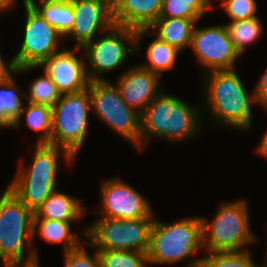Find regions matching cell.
<instances>
[{"label": "cell", "instance_id": "cell-5", "mask_svg": "<svg viewBox=\"0 0 267 267\" xmlns=\"http://www.w3.org/2000/svg\"><path fill=\"white\" fill-rule=\"evenodd\" d=\"M249 209L242 198L219 205L212 221L201 217L203 252H237L256 243L250 229Z\"/></svg>", "mask_w": 267, "mask_h": 267}, {"label": "cell", "instance_id": "cell-37", "mask_svg": "<svg viewBox=\"0 0 267 267\" xmlns=\"http://www.w3.org/2000/svg\"><path fill=\"white\" fill-rule=\"evenodd\" d=\"M120 0H108L109 5L113 8Z\"/></svg>", "mask_w": 267, "mask_h": 267}, {"label": "cell", "instance_id": "cell-38", "mask_svg": "<svg viewBox=\"0 0 267 267\" xmlns=\"http://www.w3.org/2000/svg\"><path fill=\"white\" fill-rule=\"evenodd\" d=\"M264 264L267 265V252H266V257H265V260H264Z\"/></svg>", "mask_w": 267, "mask_h": 267}, {"label": "cell", "instance_id": "cell-6", "mask_svg": "<svg viewBox=\"0 0 267 267\" xmlns=\"http://www.w3.org/2000/svg\"><path fill=\"white\" fill-rule=\"evenodd\" d=\"M91 101L88 89L61 94L52 107V131L50 144L66 150L77 158L88 135Z\"/></svg>", "mask_w": 267, "mask_h": 267}, {"label": "cell", "instance_id": "cell-19", "mask_svg": "<svg viewBox=\"0 0 267 267\" xmlns=\"http://www.w3.org/2000/svg\"><path fill=\"white\" fill-rule=\"evenodd\" d=\"M82 205L79 198L56 189L36 210L33 218L77 222L86 214L87 207Z\"/></svg>", "mask_w": 267, "mask_h": 267}, {"label": "cell", "instance_id": "cell-23", "mask_svg": "<svg viewBox=\"0 0 267 267\" xmlns=\"http://www.w3.org/2000/svg\"><path fill=\"white\" fill-rule=\"evenodd\" d=\"M26 104V105H25ZM19 117L14 121L12 127L20 129L22 116L25 117L26 125L34 132H39L40 135L36 143H49L51 140L52 131V107L47 105L26 102Z\"/></svg>", "mask_w": 267, "mask_h": 267}, {"label": "cell", "instance_id": "cell-30", "mask_svg": "<svg viewBox=\"0 0 267 267\" xmlns=\"http://www.w3.org/2000/svg\"><path fill=\"white\" fill-rule=\"evenodd\" d=\"M101 267H147V253L132 250H97Z\"/></svg>", "mask_w": 267, "mask_h": 267}, {"label": "cell", "instance_id": "cell-4", "mask_svg": "<svg viewBox=\"0 0 267 267\" xmlns=\"http://www.w3.org/2000/svg\"><path fill=\"white\" fill-rule=\"evenodd\" d=\"M201 249H204L201 217H186L172 223L154 218L147 252L149 265L177 264Z\"/></svg>", "mask_w": 267, "mask_h": 267}, {"label": "cell", "instance_id": "cell-17", "mask_svg": "<svg viewBox=\"0 0 267 267\" xmlns=\"http://www.w3.org/2000/svg\"><path fill=\"white\" fill-rule=\"evenodd\" d=\"M195 25L194 20L159 17L150 27L136 30L135 51L138 52L141 49L139 45L143 37L152 38L154 34L182 52L190 47Z\"/></svg>", "mask_w": 267, "mask_h": 267}, {"label": "cell", "instance_id": "cell-27", "mask_svg": "<svg viewBox=\"0 0 267 267\" xmlns=\"http://www.w3.org/2000/svg\"><path fill=\"white\" fill-rule=\"evenodd\" d=\"M211 0H163L159 17L199 20L210 10H215Z\"/></svg>", "mask_w": 267, "mask_h": 267}, {"label": "cell", "instance_id": "cell-13", "mask_svg": "<svg viewBox=\"0 0 267 267\" xmlns=\"http://www.w3.org/2000/svg\"><path fill=\"white\" fill-rule=\"evenodd\" d=\"M63 50L52 55L40 66H25L17 68V74H23L35 68L44 70L57 86L61 94L79 92L87 89L90 82L87 72L84 55L81 58L77 55L81 48H69L65 45ZM78 56V57H77Z\"/></svg>", "mask_w": 267, "mask_h": 267}, {"label": "cell", "instance_id": "cell-20", "mask_svg": "<svg viewBox=\"0 0 267 267\" xmlns=\"http://www.w3.org/2000/svg\"><path fill=\"white\" fill-rule=\"evenodd\" d=\"M71 223L63 222L45 218H33V242L37 232L44 241L52 244H63V253L70 250H74L80 247L86 239L83 240V236H86L87 227L84 226L81 231V235L71 230ZM82 240V241H81Z\"/></svg>", "mask_w": 267, "mask_h": 267}, {"label": "cell", "instance_id": "cell-21", "mask_svg": "<svg viewBox=\"0 0 267 267\" xmlns=\"http://www.w3.org/2000/svg\"><path fill=\"white\" fill-rule=\"evenodd\" d=\"M57 179L13 178L7 185L33 213L57 189Z\"/></svg>", "mask_w": 267, "mask_h": 267}, {"label": "cell", "instance_id": "cell-33", "mask_svg": "<svg viewBox=\"0 0 267 267\" xmlns=\"http://www.w3.org/2000/svg\"><path fill=\"white\" fill-rule=\"evenodd\" d=\"M253 91L257 104L267 111V69H265L259 81L256 83Z\"/></svg>", "mask_w": 267, "mask_h": 267}, {"label": "cell", "instance_id": "cell-10", "mask_svg": "<svg viewBox=\"0 0 267 267\" xmlns=\"http://www.w3.org/2000/svg\"><path fill=\"white\" fill-rule=\"evenodd\" d=\"M24 11L26 15L22 43L12 57L17 68L40 66L63 50L60 49L63 46L60 42L64 43L65 40L28 2L24 5Z\"/></svg>", "mask_w": 267, "mask_h": 267}, {"label": "cell", "instance_id": "cell-8", "mask_svg": "<svg viewBox=\"0 0 267 267\" xmlns=\"http://www.w3.org/2000/svg\"><path fill=\"white\" fill-rule=\"evenodd\" d=\"M106 81H90L91 111L107 128L133 144L140 151L141 114L122 99L115 84Z\"/></svg>", "mask_w": 267, "mask_h": 267}, {"label": "cell", "instance_id": "cell-25", "mask_svg": "<svg viewBox=\"0 0 267 267\" xmlns=\"http://www.w3.org/2000/svg\"><path fill=\"white\" fill-rule=\"evenodd\" d=\"M145 53L147 62L139 66L162 77L163 72L175 68L181 51L155 36L154 40L148 44Z\"/></svg>", "mask_w": 267, "mask_h": 267}, {"label": "cell", "instance_id": "cell-22", "mask_svg": "<svg viewBox=\"0 0 267 267\" xmlns=\"http://www.w3.org/2000/svg\"><path fill=\"white\" fill-rule=\"evenodd\" d=\"M27 2L64 38L74 23V11L70 0H27Z\"/></svg>", "mask_w": 267, "mask_h": 267}, {"label": "cell", "instance_id": "cell-31", "mask_svg": "<svg viewBox=\"0 0 267 267\" xmlns=\"http://www.w3.org/2000/svg\"><path fill=\"white\" fill-rule=\"evenodd\" d=\"M220 9L226 12L231 21L253 19L258 17L256 0H222Z\"/></svg>", "mask_w": 267, "mask_h": 267}, {"label": "cell", "instance_id": "cell-28", "mask_svg": "<svg viewBox=\"0 0 267 267\" xmlns=\"http://www.w3.org/2000/svg\"><path fill=\"white\" fill-rule=\"evenodd\" d=\"M205 253L202 258L189 260V267H257L249 249L237 252Z\"/></svg>", "mask_w": 267, "mask_h": 267}, {"label": "cell", "instance_id": "cell-40", "mask_svg": "<svg viewBox=\"0 0 267 267\" xmlns=\"http://www.w3.org/2000/svg\"><path fill=\"white\" fill-rule=\"evenodd\" d=\"M31 267H40V264H38V265H35V266H31Z\"/></svg>", "mask_w": 267, "mask_h": 267}, {"label": "cell", "instance_id": "cell-34", "mask_svg": "<svg viewBox=\"0 0 267 267\" xmlns=\"http://www.w3.org/2000/svg\"><path fill=\"white\" fill-rule=\"evenodd\" d=\"M14 75H18L14 59L11 58L8 62H5L0 52V83L9 80Z\"/></svg>", "mask_w": 267, "mask_h": 267}, {"label": "cell", "instance_id": "cell-2", "mask_svg": "<svg viewBox=\"0 0 267 267\" xmlns=\"http://www.w3.org/2000/svg\"><path fill=\"white\" fill-rule=\"evenodd\" d=\"M171 94L162 90L141 113L140 152H144L152 138L178 143L202 134L199 131L204 119L202 109Z\"/></svg>", "mask_w": 267, "mask_h": 267}, {"label": "cell", "instance_id": "cell-36", "mask_svg": "<svg viewBox=\"0 0 267 267\" xmlns=\"http://www.w3.org/2000/svg\"><path fill=\"white\" fill-rule=\"evenodd\" d=\"M23 6L27 3V0H22ZM17 1L16 0H0V13H6L11 10L13 7L15 8Z\"/></svg>", "mask_w": 267, "mask_h": 267}, {"label": "cell", "instance_id": "cell-3", "mask_svg": "<svg viewBox=\"0 0 267 267\" xmlns=\"http://www.w3.org/2000/svg\"><path fill=\"white\" fill-rule=\"evenodd\" d=\"M33 216L34 213L11 190H4L0 196L2 266L31 267L39 264L38 248L33 244ZM26 249L28 255L24 256Z\"/></svg>", "mask_w": 267, "mask_h": 267}, {"label": "cell", "instance_id": "cell-35", "mask_svg": "<svg viewBox=\"0 0 267 267\" xmlns=\"http://www.w3.org/2000/svg\"><path fill=\"white\" fill-rule=\"evenodd\" d=\"M255 151L259 153L260 156L267 159V130L263 134L259 144L256 146Z\"/></svg>", "mask_w": 267, "mask_h": 267}, {"label": "cell", "instance_id": "cell-16", "mask_svg": "<svg viewBox=\"0 0 267 267\" xmlns=\"http://www.w3.org/2000/svg\"><path fill=\"white\" fill-rule=\"evenodd\" d=\"M34 146L31 163L26 164L23 158L21 161L19 160V165L13 178L57 179L61 154L69 167L75 161L66 150L55 145L35 143Z\"/></svg>", "mask_w": 267, "mask_h": 267}, {"label": "cell", "instance_id": "cell-1", "mask_svg": "<svg viewBox=\"0 0 267 267\" xmlns=\"http://www.w3.org/2000/svg\"><path fill=\"white\" fill-rule=\"evenodd\" d=\"M202 80L203 105L207 109L202 108V113L208 112L213 124L241 132L253 129L252 107L257 104L254 91L248 92L236 68L206 72Z\"/></svg>", "mask_w": 267, "mask_h": 267}, {"label": "cell", "instance_id": "cell-29", "mask_svg": "<svg viewBox=\"0 0 267 267\" xmlns=\"http://www.w3.org/2000/svg\"><path fill=\"white\" fill-rule=\"evenodd\" d=\"M42 71V76L32 80L29 85L28 93L25 92V100L27 102L54 107L60 100L61 93L48 74L44 70Z\"/></svg>", "mask_w": 267, "mask_h": 267}, {"label": "cell", "instance_id": "cell-14", "mask_svg": "<svg viewBox=\"0 0 267 267\" xmlns=\"http://www.w3.org/2000/svg\"><path fill=\"white\" fill-rule=\"evenodd\" d=\"M74 11V23L64 38L74 42V48H82L113 25L112 8L108 0H70Z\"/></svg>", "mask_w": 267, "mask_h": 267}, {"label": "cell", "instance_id": "cell-18", "mask_svg": "<svg viewBox=\"0 0 267 267\" xmlns=\"http://www.w3.org/2000/svg\"><path fill=\"white\" fill-rule=\"evenodd\" d=\"M162 6L163 0H120L112 8L114 25L148 28L159 18Z\"/></svg>", "mask_w": 267, "mask_h": 267}, {"label": "cell", "instance_id": "cell-39", "mask_svg": "<svg viewBox=\"0 0 267 267\" xmlns=\"http://www.w3.org/2000/svg\"><path fill=\"white\" fill-rule=\"evenodd\" d=\"M262 265V266H261ZM260 266L258 265L257 267H267V265H263V264H261Z\"/></svg>", "mask_w": 267, "mask_h": 267}, {"label": "cell", "instance_id": "cell-11", "mask_svg": "<svg viewBox=\"0 0 267 267\" xmlns=\"http://www.w3.org/2000/svg\"><path fill=\"white\" fill-rule=\"evenodd\" d=\"M192 32L191 50H193L197 65H200L201 74L213 70H231L241 58L229 38L226 26L223 24L198 27Z\"/></svg>", "mask_w": 267, "mask_h": 267}, {"label": "cell", "instance_id": "cell-32", "mask_svg": "<svg viewBox=\"0 0 267 267\" xmlns=\"http://www.w3.org/2000/svg\"><path fill=\"white\" fill-rule=\"evenodd\" d=\"M87 242L85 241L80 247L64 252L63 267H101L97 250L93 255L86 250Z\"/></svg>", "mask_w": 267, "mask_h": 267}, {"label": "cell", "instance_id": "cell-15", "mask_svg": "<svg viewBox=\"0 0 267 267\" xmlns=\"http://www.w3.org/2000/svg\"><path fill=\"white\" fill-rule=\"evenodd\" d=\"M160 78L159 75L135 65L124 70L114 84L123 101L141 114L163 90Z\"/></svg>", "mask_w": 267, "mask_h": 267}, {"label": "cell", "instance_id": "cell-26", "mask_svg": "<svg viewBox=\"0 0 267 267\" xmlns=\"http://www.w3.org/2000/svg\"><path fill=\"white\" fill-rule=\"evenodd\" d=\"M261 18L255 17L253 19H243L230 21L224 24L227 28L229 38L233 42V46L239 55L242 57L247 46L253 45L257 42L262 33L263 25Z\"/></svg>", "mask_w": 267, "mask_h": 267}, {"label": "cell", "instance_id": "cell-7", "mask_svg": "<svg viewBox=\"0 0 267 267\" xmlns=\"http://www.w3.org/2000/svg\"><path fill=\"white\" fill-rule=\"evenodd\" d=\"M155 217L114 219L97 217L87 227V248L96 250H132L147 253Z\"/></svg>", "mask_w": 267, "mask_h": 267}, {"label": "cell", "instance_id": "cell-9", "mask_svg": "<svg viewBox=\"0 0 267 267\" xmlns=\"http://www.w3.org/2000/svg\"><path fill=\"white\" fill-rule=\"evenodd\" d=\"M136 30L113 25L108 31L86 43L82 48L90 81H106L101 77L120 69L129 54H135ZM129 46V48H128ZM134 47V48H133Z\"/></svg>", "mask_w": 267, "mask_h": 267}, {"label": "cell", "instance_id": "cell-12", "mask_svg": "<svg viewBox=\"0 0 267 267\" xmlns=\"http://www.w3.org/2000/svg\"><path fill=\"white\" fill-rule=\"evenodd\" d=\"M101 183V207L97 217L114 219L154 217V210L148 199L122 178H107Z\"/></svg>", "mask_w": 267, "mask_h": 267}, {"label": "cell", "instance_id": "cell-24", "mask_svg": "<svg viewBox=\"0 0 267 267\" xmlns=\"http://www.w3.org/2000/svg\"><path fill=\"white\" fill-rule=\"evenodd\" d=\"M25 91L17 85L15 76L0 83V130L10 128L14 121L19 117L23 105Z\"/></svg>", "mask_w": 267, "mask_h": 267}]
</instances>
